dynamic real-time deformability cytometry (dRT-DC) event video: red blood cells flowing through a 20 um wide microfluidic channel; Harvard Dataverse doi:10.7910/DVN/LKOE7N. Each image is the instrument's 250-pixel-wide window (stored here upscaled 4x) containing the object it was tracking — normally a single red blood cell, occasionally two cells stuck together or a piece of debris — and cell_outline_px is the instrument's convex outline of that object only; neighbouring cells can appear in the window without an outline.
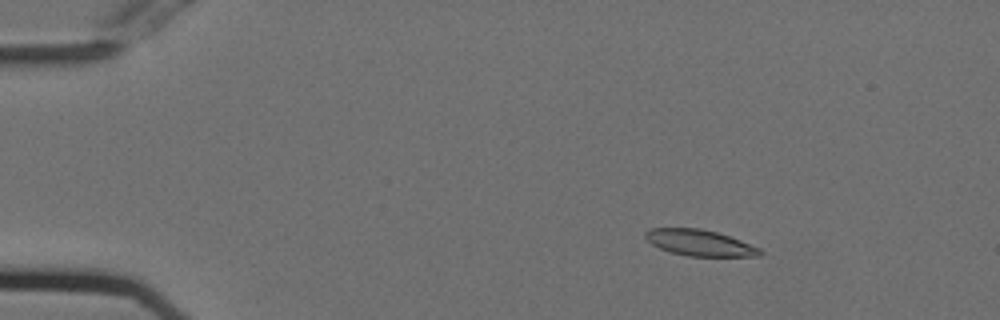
{"species": "Egyptian fruit bat (a non-hibernating species)", "species_latin": "Rousettus aegyptiacus", "temperature_condition": "cold", "stored_images_in_passage": 55, "camera_frame_rate_fps": 3000, "um_per_image_px": 0.085, "animal": {"sex": "female"}, "frame": {"image": 1, "passage_image": 9, "time_ms": 2.667, "image_size_px": [1000, 320], "cell_outline_px": [[764, 252], [760, 256], [688, 256], [672, 252], [660, 248], [652, 244], [644, 236], [644, 232], [652, 228], [700, 228], [716, 232], [740, 240], [760, 248]], "centroid_in_image_um": [59.48, 20.64], "position_along_channel_um": 25.5, "area_um2": 17.28}}
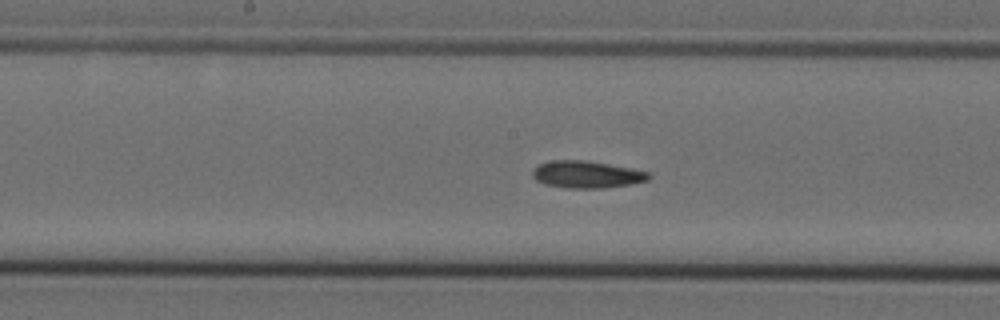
{"frame": {"image": 2, "passage_image": 29, "time_ms": 9.333, "image_size_px": [1000, 320], "cell_outline_px": [[652, 176], [648, 180], [632, 184], [600, 188], [564, 188], [544, 184], [536, 180], [532, 176], [532, 168], [536, 164], [548, 160], [584, 160], [608, 164], [648, 172]], "centroid_in_image_um": [49.79, 14.83], "position_along_channel_um": 198.4, "area_um2": 18.5}}
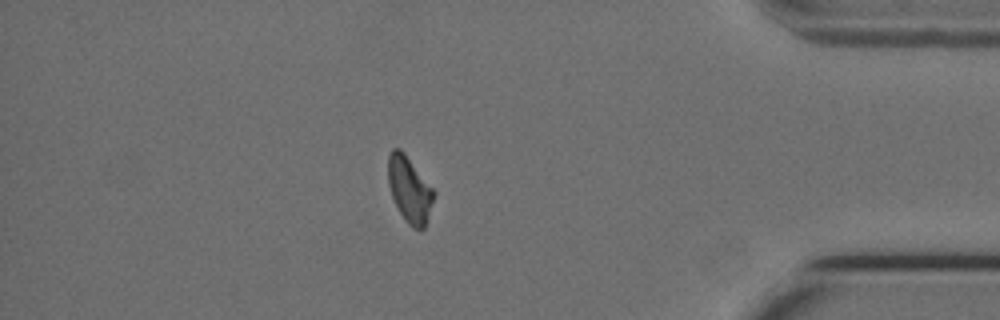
{"frame": {"image": 3, "passage_image": 48, "time_ms": 15.667, "image_size_px": [1000, 320], "cell_outline_px": [[436, 192], [424, 228], [420, 232], [412, 228], [408, 224], [400, 212], [392, 196], [388, 184], [388, 156], [392, 148], [400, 148], [404, 152]], "centroid_in_image_um": [34.81, 16.11], "position_along_channel_um": 400.4, "area_um2": 17.51}, "authors_computed_cell_mechanics": {"area_um2": 17.9758, "velocity_mm_per_s": 3.7291, "shape_relaxation_time_tau1_ms": null, "shape_relaxation_time_tau2_ms": 5.8065, "deformation_change_tau1": null, "deformation_change_tau2": 0.117}}